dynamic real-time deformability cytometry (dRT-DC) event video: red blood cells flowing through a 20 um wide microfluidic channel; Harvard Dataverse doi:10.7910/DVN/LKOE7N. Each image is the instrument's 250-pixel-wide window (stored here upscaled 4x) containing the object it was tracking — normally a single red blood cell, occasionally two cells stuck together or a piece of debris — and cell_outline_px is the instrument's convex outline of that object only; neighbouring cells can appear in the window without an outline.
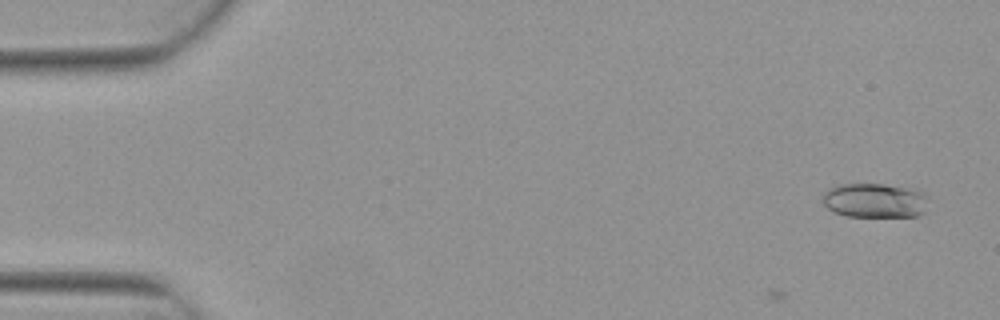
{"species": "Egyptian fruit bat (a non-hibernating species)", "species_latin": "Rousettus aegyptiacus", "temperature_condition": "warm", "stored_images_in_passage": 5, "segment_of_instrument_passage": [2, 2], "camera_frame_rate_fps": 3000, "um_per_image_px": 0.085, "animal": {"sex": "female"}, "frame": {"image": 1, "passage_image": 5, "time_ms": 1.333, "image_size_px": [1000, 320], "cell_outline_px": [[928, 196], [924, 212], [916, 216], [848, 216], [832, 212], [820, 200], [824, 192], [828, 188], [840, 184], [884, 184], [916, 188], [924, 192]], "centroid_in_image_um": [74.35, 17.02], "position_along_channel_um": 10.6, "area_um2": 21.62}}